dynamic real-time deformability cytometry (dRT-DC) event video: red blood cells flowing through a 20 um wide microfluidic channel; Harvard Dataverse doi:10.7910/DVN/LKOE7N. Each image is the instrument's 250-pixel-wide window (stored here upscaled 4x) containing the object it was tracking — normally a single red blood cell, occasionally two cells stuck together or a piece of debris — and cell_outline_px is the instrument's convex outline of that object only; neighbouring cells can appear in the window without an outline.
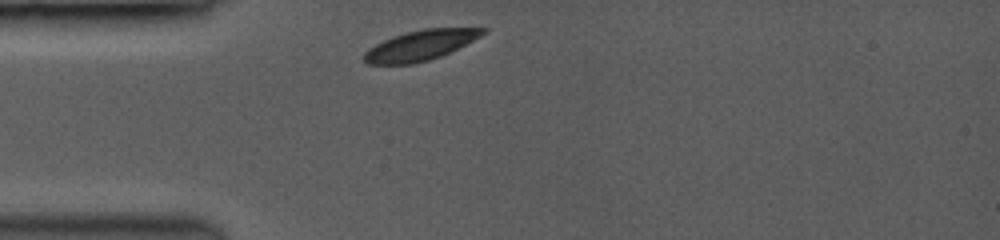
{"species": "common noctule bat (a hibernating species)", "species_latin": "Nyctalus noctula", "temperature_condition": "room temperature", "stored_images_in_passage": 26, "camera_frame_rate_fps": 3500, "um_per_image_px": 0.085, "animal": {"sex": "female", "body_mass_g": 19.0, "forearm_length_mm": 53.3}, "frame": {"image": 1, "passage_image": 1, "time_ms": 0.0, "image_size_px": [1000, 240], "cell_outline_px": [[488, 32], [440, 56], [428, 60], [412, 64], [368, 64], [364, 60], [364, 52], [368, 48], [392, 36], [404, 32], [424, 28], [488, 28]], "centroid_in_image_um": [35.7, 3.84], "position_along_channel_um": 49.3, "area_um2": 20.63}}
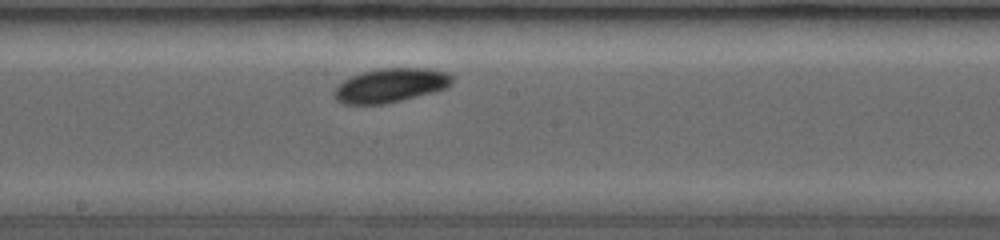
{"frame": {"image": 2, "passage_image": 10, "time_ms": 4.571, "image_size_px": [1000, 240], "cell_outline_px": [[452, 80], [444, 88], [432, 92], [380, 104], [344, 104], [336, 100], [336, 88], [344, 80], [352, 76], [364, 72], [380, 68], [428, 68], [452, 72]], "centroid_in_image_um": [33.22, 7.23], "position_along_channel_um": 215.0, "area_um2": 22.83}}
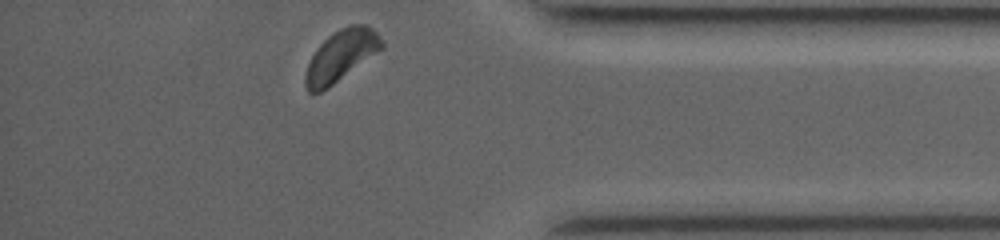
{"frame": {"image": 3, "passage_image": 26, "time_ms": 9.714, "image_size_px": [1000, 240], "cell_outline_px": [[384, 44], [380, 48], [328, 88], [312, 96], [308, 92], [304, 84], [304, 76], [308, 64], [316, 48], [328, 36], [340, 28], [348, 24], [364, 24], [372, 28], [376, 32]], "centroid_in_image_um": [28.9, 4.74], "position_along_channel_um": 406.3, "area_um2": 22.25}, "authors_computed_cell_mechanics": {"area_um2": 22.0507, "velocity_mm_per_s": 3.9044, "shape_relaxation_time_tau1_ms": 1.2978, "shape_relaxation_time_tau2_ms": null, "deformation_change_tau1": 0.0969, "deformation_change_tau2": null}}